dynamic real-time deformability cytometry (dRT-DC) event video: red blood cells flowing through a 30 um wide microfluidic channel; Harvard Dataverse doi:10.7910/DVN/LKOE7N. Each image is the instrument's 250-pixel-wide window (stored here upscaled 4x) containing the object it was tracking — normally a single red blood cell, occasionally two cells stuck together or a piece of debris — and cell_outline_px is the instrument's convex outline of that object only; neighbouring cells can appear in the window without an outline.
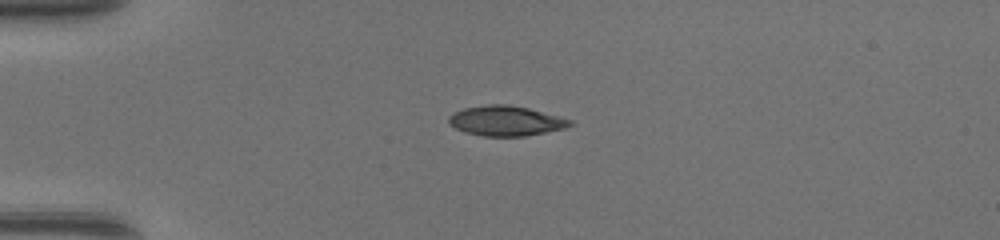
{"species": "common noctule bat (a hibernating species)", "species_latin": "Nyctalus noctula", "temperature_condition": "warm", "stored_images_in_passage": 35, "camera_frame_rate_fps": 3000, "um_per_image_px": 0.085, "animal": {"sex": "female", "body_mass_g": 17.0, "forearm_length_mm": 48.0}, "frame": {"image": 1, "passage_image": 1, "time_ms": 0.0, "image_size_px": [1000, 240], "cell_outline_px": [[572, 124], [564, 128], [524, 136], [484, 136], [468, 132], [456, 128], [448, 120], [448, 116], [464, 108], [488, 104], [508, 104], [528, 108], [572, 120]], "centroid_in_image_um": [43.0, 10.26], "position_along_channel_um": 42.0, "area_um2": 20.75}}
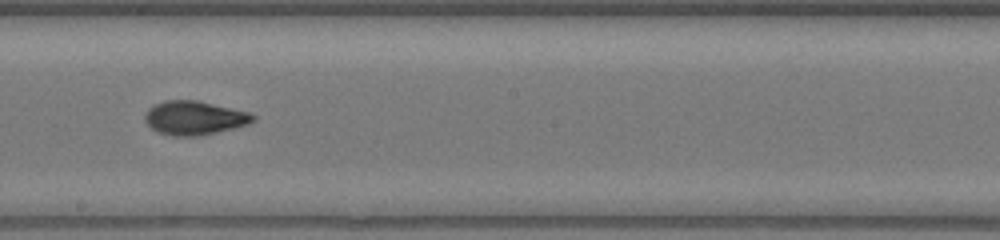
{"frame": {"image": 2, "passage_image": 16, "time_ms": 5.0, "image_size_px": [1000, 240], "cell_outline_px": [[256, 120], [248, 124], [216, 132], [196, 136], [172, 136], [160, 132], [152, 128], [144, 120], [144, 116], [148, 108], [164, 100], [196, 100], [248, 112], [256, 116]], "centroid_in_image_um": [16.51, 10.02], "position_along_channel_um": 231.7, "area_um2": 21.1}}
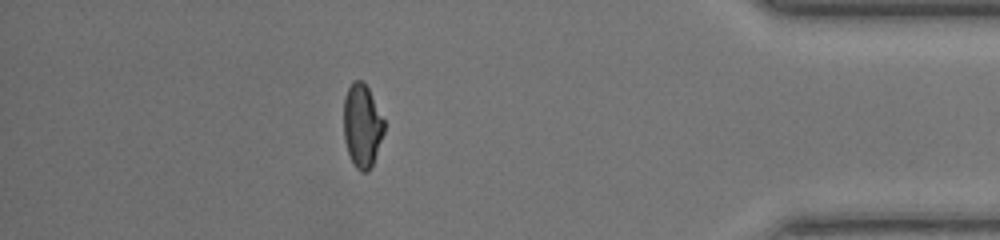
{"frame": {"image": 3, "passage_image": 30, "time_ms": 9.667, "image_size_px": [1000, 240], "cell_outline_px": [[384, 132], [372, 164], [368, 172], [360, 172], [356, 168], [348, 152], [344, 140], [344, 96], [352, 80], [360, 80], [368, 88], [384, 120]], "centroid_in_image_um": [30.76, 10.67], "position_along_channel_um": 404.4, "area_um2": 19.42}}